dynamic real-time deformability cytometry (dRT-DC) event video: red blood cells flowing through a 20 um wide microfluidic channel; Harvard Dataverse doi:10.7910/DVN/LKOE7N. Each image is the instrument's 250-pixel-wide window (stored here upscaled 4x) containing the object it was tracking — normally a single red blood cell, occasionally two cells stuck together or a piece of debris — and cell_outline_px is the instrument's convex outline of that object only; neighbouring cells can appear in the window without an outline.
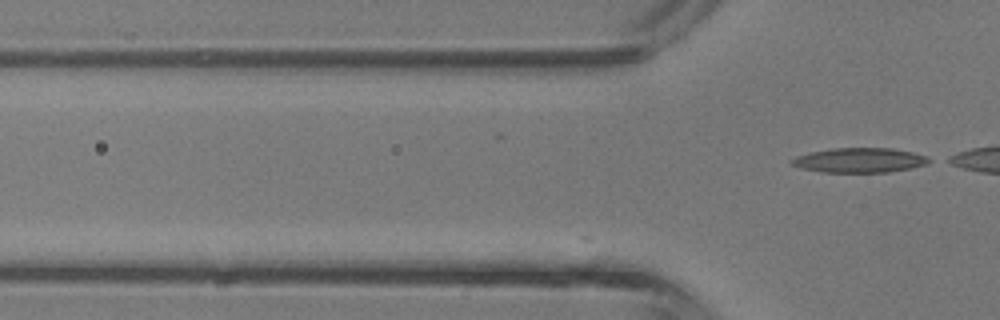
{"species": "common noctule bat (a hibernating species)", "species_latin": "Nyctalus noctula", "temperature_condition": "room temperature", "stored_images_in_passage": 2, "camera_frame_rate_fps": 3000, "um_per_image_px": 0.085, "animal": {"sex": "male", "body_mass_g": 13.3}, "frame": {"image": 1, "passage_image": 2, "time_ms": 0.333, "image_size_px": [1000, 320], "cell_outline_px": [[936, 160], [928, 164], [912, 168], [888, 172], [820, 172], [800, 168], [788, 164], [788, 160], [796, 156], [812, 152], [832, 148], [892, 148], [912, 152], [928, 156]], "centroid_in_image_um": [73.08, 13.62], "position_along_channel_um": 52.7, "area_um2": 20.11}}